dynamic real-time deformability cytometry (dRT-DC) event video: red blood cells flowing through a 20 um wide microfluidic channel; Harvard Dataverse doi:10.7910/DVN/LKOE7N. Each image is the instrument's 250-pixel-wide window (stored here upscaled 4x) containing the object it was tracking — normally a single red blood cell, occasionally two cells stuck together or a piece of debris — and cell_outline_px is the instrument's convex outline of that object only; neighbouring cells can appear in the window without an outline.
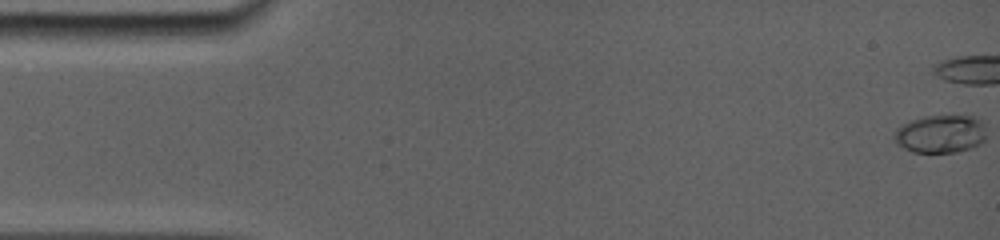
{"species": "common noctule bat (a hibernating species)", "species_latin": "Nyctalus noctula", "temperature_condition": "room temperature", "stored_images_in_passage": 26, "camera_frame_rate_fps": 5000, "um_per_image_px": 0.085, "animal": {"sex": "female", "body_mass_g": 19.0, "forearm_length_mm": 56.7}, "frame": {"image": 1, "passage_image": 1, "time_ms": 0.0, "image_size_px": [1000, 240], "cell_outline_px": [[984, 136], [980, 140], [964, 148], [948, 152], [916, 152], [908, 148], [896, 136], [896, 132], [904, 124], [916, 120], [936, 116], [964, 116], [976, 120]], "centroid_in_image_um": [79.9, 11.38], "position_along_channel_um": 5.1, "area_um2": 17.98}}